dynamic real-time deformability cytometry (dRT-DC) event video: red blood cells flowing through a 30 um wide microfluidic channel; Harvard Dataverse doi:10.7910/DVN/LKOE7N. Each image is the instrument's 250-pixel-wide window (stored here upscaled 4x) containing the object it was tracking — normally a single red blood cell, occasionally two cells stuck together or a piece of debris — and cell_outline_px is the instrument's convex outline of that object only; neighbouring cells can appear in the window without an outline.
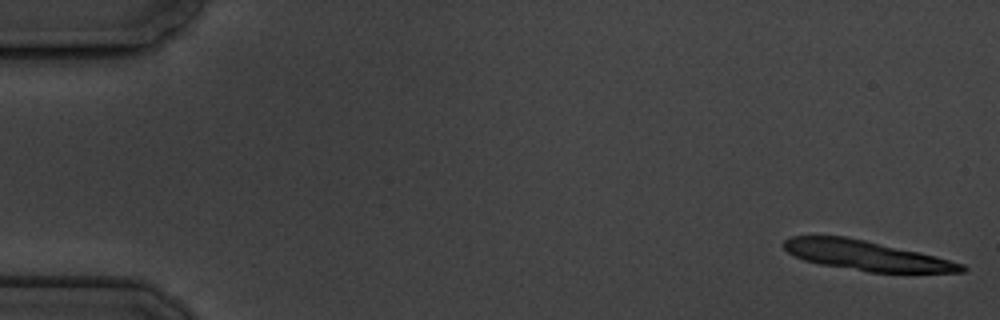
{"species": "common noctule bat (a hibernating species)", "species_latin": "Nyctalus noctula", "temperature_condition": "cold", "stored_images_in_passage": 6, "camera_frame_rate_fps": 3000, "um_per_image_px": 0.085, "animal": {"sex": "male", "body_mass_g": 19.5, "forearm_length_mm": 54.6}, "frame": {"image": 1, "passage_image": 1, "time_ms": 0.0, "image_size_px": [1000, 320], "cell_outline_px": [[968, 268], [964, 272], [868, 272], [820, 264], [804, 260], [788, 252], [784, 248], [784, 240], [788, 236], [844, 236], [864, 240], [920, 252], [936, 256], [964, 264]], "centroid_in_image_um": [73.64, 21.72], "position_along_channel_um": 11.4, "area_um2": 30.58}}